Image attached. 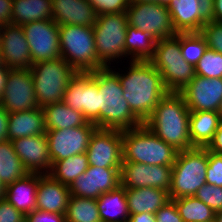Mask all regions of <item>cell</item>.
Here are the masks:
<instances>
[{"label":"cell","mask_w":222,"mask_h":222,"mask_svg":"<svg viewBox=\"0 0 222 222\" xmlns=\"http://www.w3.org/2000/svg\"><path fill=\"white\" fill-rule=\"evenodd\" d=\"M97 206L101 222H128L129 220L125 188L121 185L101 194L97 198Z\"/></svg>","instance_id":"obj_28"},{"label":"cell","mask_w":222,"mask_h":222,"mask_svg":"<svg viewBox=\"0 0 222 222\" xmlns=\"http://www.w3.org/2000/svg\"><path fill=\"white\" fill-rule=\"evenodd\" d=\"M99 128V95L92 72H77L70 80L62 100Z\"/></svg>","instance_id":"obj_11"},{"label":"cell","mask_w":222,"mask_h":222,"mask_svg":"<svg viewBox=\"0 0 222 222\" xmlns=\"http://www.w3.org/2000/svg\"><path fill=\"white\" fill-rule=\"evenodd\" d=\"M214 222H222V210L215 212Z\"/></svg>","instance_id":"obj_53"},{"label":"cell","mask_w":222,"mask_h":222,"mask_svg":"<svg viewBox=\"0 0 222 222\" xmlns=\"http://www.w3.org/2000/svg\"><path fill=\"white\" fill-rule=\"evenodd\" d=\"M214 21L222 23V0H214Z\"/></svg>","instance_id":"obj_51"},{"label":"cell","mask_w":222,"mask_h":222,"mask_svg":"<svg viewBox=\"0 0 222 222\" xmlns=\"http://www.w3.org/2000/svg\"><path fill=\"white\" fill-rule=\"evenodd\" d=\"M5 186L2 184V182L0 181V200L4 199L5 197Z\"/></svg>","instance_id":"obj_54"},{"label":"cell","mask_w":222,"mask_h":222,"mask_svg":"<svg viewBox=\"0 0 222 222\" xmlns=\"http://www.w3.org/2000/svg\"><path fill=\"white\" fill-rule=\"evenodd\" d=\"M195 75L205 78H222V54L207 48L196 64Z\"/></svg>","instance_id":"obj_37"},{"label":"cell","mask_w":222,"mask_h":222,"mask_svg":"<svg viewBox=\"0 0 222 222\" xmlns=\"http://www.w3.org/2000/svg\"><path fill=\"white\" fill-rule=\"evenodd\" d=\"M22 28L33 64L61 57L59 26L52 19L34 21Z\"/></svg>","instance_id":"obj_12"},{"label":"cell","mask_w":222,"mask_h":222,"mask_svg":"<svg viewBox=\"0 0 222 222\" xmlns=\"http://www.w3.org/2000/svg\"><path fill=\"white\" fill-rule=\"evenodd\" d=\"M46 19H52V0H13V24L23 26Z\"/></svg>","instance_id":"obj_30"},{"label":"cell","mask_w":222,"mask_h":222,"mask_svg":"<svg viewBox=\"0 0 222 222\" xmlns=\"http://www.w3.org/2000/svg\"><path fill=\"white\" fill-rule=\"evenodd\" d=\"M35 98L39 107L59 103L77 71L62 57L34 63L31 68Z\"/></svg>","instance_id":"obj_7"},{"label":"cell","mask_w":222,"mask_h":222,"mask_svg":"<svg viewBox=\"0 0 222 222\" xmlns=\"http://www.w3.org/2000/svg\"><path fill=\"white\" fill-rule=\"evenodd\" d=\"M9 75V68L7 66L0 67V99L5 91L7 77Z\"/></svg>","instance_id":"obj_50"},{"label":"cell","mask_w":222,"mask_h":222,"mask_svg":"<svg viewBox=\"0 0 222 222\" xmlns=\"http://www.w3.org/2000/svg\"><path fill=\"white\" fill-rule=\"evenodd\" d=\"M194 196L208 205L214 212L222 210V187L205 183Z\"/></svg>","instance_id":"obj_38"},{"label":"cell","mask_w":222,"mask_h":222,"mask_svg":"<svg viewBox=\"0 0 222 222\" xmlns=\"http://www.w3.org/2000/svg\"><path fill=\"white\" fill-rule=\"evenodd\" d=\"M86 154L91 166L121 168L122 130L97 128L90 138Z\"/></svg>","instance_id":"obj_14"},{"label":"cell","mask_w":222,"mask_h":222,"mask_svg":"<svg viewBox=\"0 0 222 222\" xmlns=\"http://www.w3.org/2000/svg\"><path fill=\"white\" fill-rule=\"evenodd\" d=\"M37 185L38 174L28 173L23 178L6 186L4 199L26 216L36 210Z\"/></svg>","instance_id":"obj_23"},{"label":"cell","mask_w":222,"mask_h":222,"mask_svg":"<svg viewBox=\"0 0 222 222\" xmlns=\"http://www.w3.org/2000/svg\"><path fill=\"white\" fill-rule=\"evenodd\" d=\"M130 215L139 213L155 214L170 201L169 192L152 187L125 189Z\"/></svg>","instance_id":"obj_26"},{"label":"cell","mask_w":222,"mask_h":222,"mask_svg":"<svg viewBox=\"0 0 222 222\" xmlns=\"http://www.w3.org/2000/svg\"><path fill=\"white\" fill-rule=\"evenodd\" d=\"M0 106L9 113L32 110L39 107L30 69H9L5 91Z\"/></svg>","instance_id":"obj_15"},{"label":"cell","mask_w":222,"mask_h":222,"mask_svg":"<svg viewBox=\"0 0 222 222\" xmlns=\"http://www.w3.org/2000/svg\"><path fill=\"white\" fill-rule=\"evenodd\" d=\"M200 34L205 38L208 48L222 54V23L206 22Z\"/></svg>","instance_id":"obj_39"},{"label":"cell","mask_w":222,"mask_h":222,"mask_svg":"<svg viewBox=\"0 0 222 222\" xmlns=\"http://www.w3.org/2000/svg\"><path fill=\"white\" fill-rule=\"evenodd\" d=\"M198 0H171L167 6L177 33H200L206 23L199 13Z\"/></svg>","instance_id":"obj_25"},{"label":"cell","mask_w":222,"mask_h":222,"mask_svg":"<svg viewBox=\"0 0 222 222\" xmlns=\"http://www.w3.org/2000/svg\"><path fill=\"white\" fill-rule=\"evenodd\" d=\"M151 2L159 3V0H130V3H151Z\"/></svg>","instance_id":"obj_52"},{"label":"cell","mask_w":222,"mask_h":222,"mask_svg":"<svg viewBox=\"0 0 222 222\" xmlns=\"http://www.w3.org/2000/svg\"><path fill=\"white\" fill-rule=\"evenodd\" d=\"M9 112L0 106V142L8 140Z\"/></svg>","instance_id":"obj_48"},{"label":"cell","mask_w":222,"mask_h":222,"mask_svg":"<svg viewBox=\"0 0 222 222\" xmlns=\"http://www.w3.org/2000/svg\"><path fill=\"white\" fill-rule=\"evenodd\" d=\"M171 200L184 222H214L215 212L195 196Z\"/></svg>","instance_id":"obj_34"},{"label":"cell","mask_w":222,"mask_h":222,"mask_svg":"<svg viewBox=\"0 0 222 222\" xmlns=\"http://www.w3.org/2000/svg\"><path fill=\"white\" fill-rule=\"evenodd\" d=\"M218 114H219V116H220V119H221V121H222V101H221V103H220V106H219V109H218Z\"/></svg>","instance_id":"obj_57"},{"label":"cell","mask_w":222,"mask_h":222,"mask_svg":"<svg viewBox=\"0 0 222 222\" xmlns=\"http://www.w3.org/2000/svg\"><path fill=\"white\" fill-rule=\"evenodd\" d=\"M13 0H0V26L12 24Z\"/></svg>","instance_id":"obj_45"},{"label":"cell","mask_w":222,"mask_h":222,"mask_svg":"<svg viewBox=\"0 0 222 222\" xmlns=\"http://www.w3.org/2000/svg\"><path fill=\"white\" fill-rule=\"evenodd\" d=\"M36 210L65 215L70 198L69 186L49 174H38Z\"/></svg>","instance_id":"obj_21"},{"label":"cell","mask_w":222,"mask_h":222,"mask_svg":"<svg viewBox=\"0 0 222 222\" xmlns=\"http://www.w3.org/2000/svg\"><path fill=\"white\" fill-rule=\"evenodd\" d=\"M190 111L180 92H167L143 123L177 151L192 149L189 136Z\"/></svg>","instance_id":"obj_2"},{"label":"cell","mask_w":222,"mask_h":222,"mask_svg":"<svg viewBox=\"0 0 222 222\" xmlns=\"http://www.w3.org/2000/svg\"><path fill=\"white\" fill-rule=\"evenodd\" d=\"M206 149L217 154H222V121Z\"/></svg>","instance_id":"obj_47"},{"label":"cell","mask_w":222,"mask_h":222,"mask_svg":"<svg viewBox=\"0 0 222 222\" xmlns=\"http://www.w3.org/2000/svg\"><path fill=\"white\" fill-rule=\"evenodd\" d=\"M178 152L144 124L122 130V162L173 166Z\"/></svg>","instance_id":"obj_4"},{"label":"cell","mask_w":222,"mask_h":222,"mask_svg":"<svg viewBox=\"0 0 222 222\" xmlns=\"http://www.w3.org/2000/svg\"><path fill=\"white\" fill-rule=\"evenodd\" d=\"M149 62L161 74L168 92H180L194 79V66L182 57L180 33L156 40L154 55Z\"/></svg>","instance_id":"obj_5"},{"label":"cell","mask_w":222,"mask_h":222,"mask_svg":"<svg viewBox=\"0 0 222 222\" xmlns=\"http://www.w3.org/2000/svg\"><path fill=\"white\" fill-rule=\"evenodd\" d=\"M171 0H159V4L168 6L170 4Z\"/></svg>","instance_id":"obj_56"},{"label":"cell","mask_w":222,"mask_h":222,"mask_svg":"<svg viewBox=\"0 0 222 222\" xmlns=\"http://www.w3.org/2000/svg\"><path fill=\"white\" fill-rule=\"evenodd\" d=\"M171 179L172 166L122 162L120 168V185L125 189L152 187L169 192Z\"/></svg>","instance_id":"obj_16"},{"label":"cell","mask_w":222,"mask_h":222,"mask_svg":"<svg viewBox=\"0 0 222 222\" xmlns=\"http://www.w3.org/2000/svg\"><path fill=\"white\" fill-rule=\"evenodd\" d=\"M89 167L86 153L76 154L57 162H52L49 175L60 183L70 186Z\"/></svg>","instance_id":"obj_33"},{"label":"cell","mask_w":222,"mask_h":222,"mask_svg":"<svg viewBox=\"0 0 222 222\" xmlns=\"http://www.w3.org/2000/svg\"><path fill=\"white\" fill-rule=\"evenodd\" d=\"M6 66L4 63V58H3V54L0 48V67Z\"/></svg>","instance_id":"obj_55"},{"label":"cell","mask_w":222,"mask_h":222,"mask_svg":"<svg viewBox=\"0 0 222 222\" xmlns=\"http://www.w3.org/2000/svg\"><path fill=\"white\" fill-rule=\"evenodd\" d=\"M125 13L128 25L149 33L156 40L177 34L167 6L157 2L130 3Z\"/></svg>","instance_id":"obj_10"},{"label":"cell","mask_w":222,"mask_h":222,"mask_svg":"<svg viewBox=\"0 0 222 222\" xmlns=\"http://www.w3.org/2000/svg\"><path fill=\"white\" fill-rule=\"evenodd\" d=\"M12 145L28 173L49 174L52 159L46 134L12 140Z\"/></svg>","instance_id":"obj_19"},{"label":"cell","mask_w":222,"mask_h":222,"mask_svg":"<svg viewBox=\"0 0 222 222\" xmlns=\"http://www.w3.org/2000/svg\"><path fill=\"white\" fill-rule=\"evenodd\" d=\"M60 56L77 72L104 68L98 61L93 27L60 25Z\"/></svg>","instance_id":"obj_6"},{"label":"cell","mask_w":222,"mask_h":222,"mask_svg":"<svg viewBox=\"0 0 222 222\" xmlns=\"http://www.w3.org/2000/svg\"><path fill=\"white\" fill-rule=\"evenodd\" d=\"M98 15L125 12L130 0H88Z\"/></svg>","instance_id":"obj_41"},{"label":"cell","mask_w":222,"mask_h":222,"mask_svg":"<svg viewBox=\"0 0 222 222\" xmlns=\"http://www.w3.org/2000/svg\"><path fill=\"white\" fill-rule=\"evenodd\" d=\"M155 222H184L175 203L170 200L155 213Z\"/></svg>","instance_id":"obj_42"},{"label":"cell","mask_w":222,"mask_h":222,"mask_svg":"<svg viewBox=\"0 0 222 222\" xmlns=\"http://www.w3.org/2000/svg\"><path fill=\"white\" fill-rule=\"evenodd\" d=\"M129 71L116 72L132 113L144 123L168 92L161 74L149 61H130Z\"/></svg>","instance_id":"obj_1"},{"label":"cell","mask_w":222,"mask_h":222,"mask_svg":"<svg viewBox=\"0 0 222 222\" xmlns=\"http://www.w3.org/2000/svg\"><path fill=\"white\" fill-rule=\"evenodd\" d=\"M98 127L91 122L76 128L46 130L52 162L86 153L90 138Z\"/></svg>","instance_id":"obj_13"},{"label":"cell","mask_w":222,"mask_h":222,"mask_svg":"<svg viewBox=\"0 0 222 222\" xmlns=\"http://www.w3.org/2000/svg\"><path fill=\"white\" fill-rule=\"evenodd\" d=\"M180 47L183 59L194 67L208 48L200 33H180Z\"/></svg>","instance_id":"obj_36"},{"label":"cell","mask_w":222,"mask_h":222,"mask_svg":"<svg viewBox=\"0 0 222 222\" xmlns=\"http://www.w3.org/2000/svg\"><path fill=\"white\" fill-rule=\"evenodd\" d=\"M42 109L45 114L46 130L76 128L88 122L81 112L73 110L63 101L48 104Z\"/></svg>","instance_id":"obj_29"},{"label":"cell","mask_w":222,"mask_h":222,"mask_svg":"<svg viewBox=\"0 0 222 222\" xmlns=\"http://www.w3.org/2000/svg\"><path fill=\"white\" fill-rule=\"evenodd\" d=\"M25 222H66L65 215L34 210L25 216Z\"/></svg>","instance_id":"obj_44"},{"label":"cell","mask_w":222,"mask_h":222,"mask_svg":"<svg viewBox=\"0 0 222 222\" xmlns=\"http://www.w3.org/2000/svg\"><path fill=\"white\" fill-rule=\"evenodd\" d=\"M208 150L194 147L179 151L172 166L170 199L194 196L197 190L206 183Z\"/></svg>","instance_id":"obj_8"},{"label":"cell","mask_w":222,"mask_h":222,"mask_svg":"<svg viewBox=\"0 0 222 222\" xmlns=\"http://www.w3.org/2000/svg\"><path fill=\"white\" fill-rule=\"evenodd\" d=\"M200 17L205 22L214 21V0H198Z\"/></svg>","instance_id":"obj_46"},{"label":"cell","mask_w":222,"mask_h":222,"mask_svg":"<svg viewBox=\"0 0 222 222\" xmlns=\"http://www.w3.org/2000/svg\"><path fill=\"white\" fill-rule=\"evenodd\" d=\"M98 13L88 0H52V20L58 25L93 27Z\"/></svg>","instance_id":"obj_22"},{"label":"cell","mask_w":222,"mask_h":222,"mask_svg":"<svg viewBox=\"0 0 222 222\" xmlns=\"http://www.w3.org/2000/svg\"><path fill=\"white\" fill-rule=\"evenodd\" d=\"M220 122L221 119L218 112H190L189 136L192 147L206 148L212 141Z\"/></svg>","instance_id":"obj_27"},{"label":"cell","mask_w":222,"mask_h":222,"mask_svg":"<svg viewBox=\"0 0 222 222\" xmlns=\"http://www.w3.org/2000/svg\"><path fill=\"white\" fill-rule=\"evenodd\" d=\"M127 25L125 12L98 15L93 30L98 61L104 67H112L113 60L125 57Z\"/></svg>","instance_id":"obj_9"},{"label":"cell","mask_w":222,"mask_h":222,"mask_svg":"<svg viewBox=\"0 0 222 222\" xmlns=\"http://www.w3.org/2000/svg\"><path fill=\"white\" fill-rule=\"evenodd\" d=\"M180 93L190 112H217L222 101V78L209 79L195 75Z\"/></svg>","instance_id":"obj_18"},{"label":"cell","mask_w":222,"mask_h":222,"mask_svg":"<svg viewBox=\"0 0 222 222\" xmlns=\"http://www.w3.org/2000/svg\"><path fill=\"white\" fill-rule=\"evenodd\" d=\"M120 185V168H101L89 165L69 186L71 196L97 199L101 194Z\"/></svg>","instance_id":"obj_17"},{"label":"cell","mask_w":222,"mask_h":222,"mask_svg":"<svg viewBox=\"0 0 222 222\" xmlns=\"http://www.w3.org/2000/svg\"><path fill=\"white\" fill-rule=\"evenodd\" d=\"M0 222H25V216L7 200L1 199Z\"/></svg>","instance_id":"obj_43"},{"label":"cell","mask_w":222,"mask_h":222,"mask_svg":"<svg viewBox=\"0 0 222 222\" xmlns=\"http://www.w3.org/2000/svg\"><path fill=\"white\" fill-rule=\"evenodd\" d=\"M156 39L149 33L127 25L125 36V57L130 61H149L155 50Z\"/></svg>","instance_id":"obj_31"},{"label":"cell","mask_w":222,"mask_h":222,"mask_svg":"<svg viewBox=\"0 0 222 222\" xmlns=\"http://www.w3.org/2000/svg\"><path fill=\"white\" fill-rule=\"evenodd\" d=\"M0 48L9 69H30L33 65L22 26L13 23L2 26Z\"/></svg>","instance_id":"obj_20"},{"label":"cell","mask_w":222,"mask_h":222,"mask_svg":"<svg viewBox=\"0 0 222 222\" xmlns=\"http://www.w3.org/2000/svg\"><path fill=\"white\" fill-rule=\"evenodd\" d=\"M28 171L16 154L12 142H0V181L6 187L26 176Z\"/></svg>","instance_id":"obj_32"},{"label":"cell","mask_w":222,"mask_h":222,"mask_svg":"<svg viewBox=\"0 0 222 222\" xmlns=\"http://www.w3.org/2000/svg\"><path fill=\"white\" fill-rule=\"evenodd\" d=\"M128 222H155V214L139 213L129 216Z\"/></svg>","instance_id":"obj_49"},{"label":"cell","mask_w":222,"mask_h":222,"mask_svg":"<svg viewBox=\"0 0 222 222\" xmlns=\"http://www.w3.org/2000/svg\"><path fill=\"white\" fill-rule=\"evenodd\" d=\"M65 219L66 222H101L97 199L70 195Z\"/></svg>","instance_id":"obj_35"},{"label":"cell","mask_w":222,"mask_h":222,"mask_svg":"<svg viewBox=\"0 0 222 222\" xmlns=\"http://www.w3.org/2000/svg\"><path fill=\"white\" fill-rule=\"evenodd\" d=\"M110 67L93 71L99 95V129L127 130L143 124L123 97L119 76Z\"/></svg>","instance_id":"obj_3"},{"label":"cell","mask_w":222,"mask_h":222,"mask_svg":"<svg viewBox=\"0 0 222 222\" xmlns=\"http://www.w3.org/2000/svg\"><path fill=\"white\" fill-rule=\"evenodd\" d=\"M206 183L222 187V154H217L209 150Z\"/></svg>","instance_id":"obj_40"},{"label":"cell","mask_w":222,"mask_h":222,"mask_svg":"<svg viewBox=\"0 0 222 222\" xmlns=\"http://www.w3.org/2000/svg\"><path fill=\"white\" fill-rule=\"evenodd\" d=\"M46 133L45 114L41 107L9 113L8 140Z\"/></svg>","instance_id":"obj_24"}]
</instances>
